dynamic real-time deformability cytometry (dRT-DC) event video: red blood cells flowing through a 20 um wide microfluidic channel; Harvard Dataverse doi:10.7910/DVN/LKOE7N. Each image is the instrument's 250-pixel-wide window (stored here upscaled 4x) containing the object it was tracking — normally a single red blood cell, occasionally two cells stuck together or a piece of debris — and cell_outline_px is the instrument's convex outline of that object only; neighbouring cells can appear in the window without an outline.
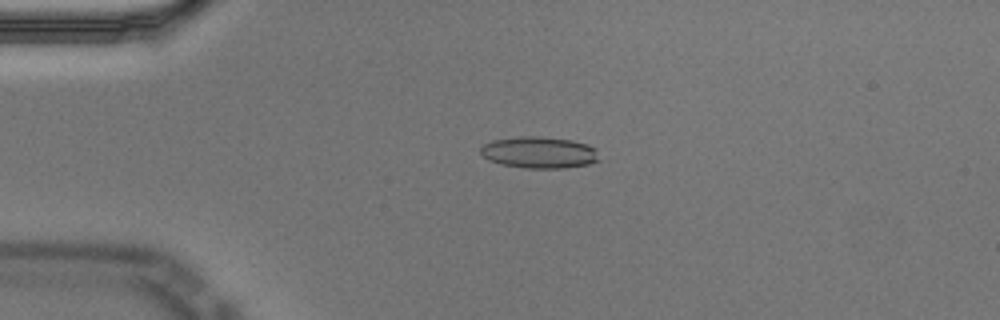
{"species": "Egyptian fruit bat (a non-hibernating species)", "species_latin": "Rousettus aegyptiacus", "temperature_condition": "cold", "stored_images_in_passage": 56, "camera_frame_rate_fps": 3000, "um_per_image_px": 0.085, "animal": {"sex": "male"}, "frame": {"image": 1, "passage_image": 13, "time_ms": 4.0, "image_size_px": [1000, 320], "cell_outline_px": [[600, 160], [588, 164], [564, 168], [524, 168], [500, 164], [488, 160], [480, 152], [480, 148], [484, 144], [492, 140], [524, 136], [536, 136], [572, 140], [588, 144], [596, 148]], "centroid_in_image_um": [45.84, 12.96], "position_along_channel_um": 39.2, "area_um2": 21.91}}
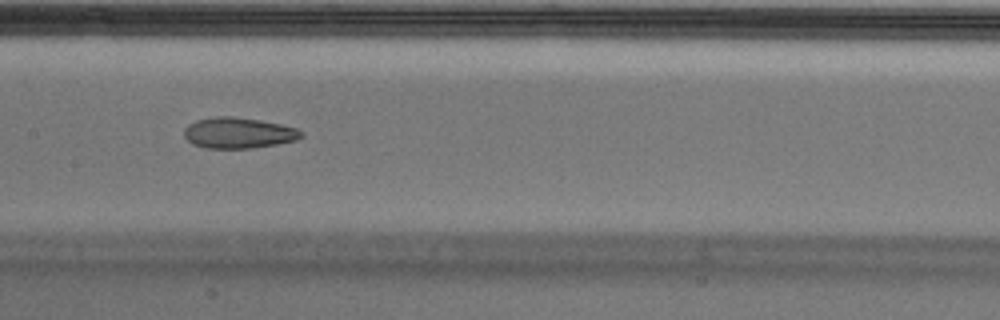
{"frame": {"image": 2, "passage_image": 28, "time_ms": 9.0, "image_size_px": [1000, 320], "cell_outline_px": [[304, 136], [296, 140], [276, 144], [252, 148], [204, 148], [192, 144], [184, 136], [184, 128], [188, 124], [196, 120], [216, 116], [232, 116], [260, 120], [280, 124], [296, 128], [304, 132]], "centroid_in_image_um": [20.26, 11.29], "position_along_channel_um": 187.1, "area_um2": 21.15}}
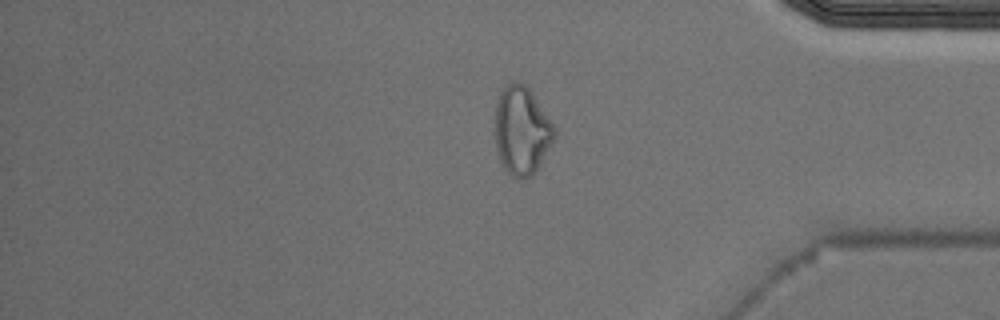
{"frame": {"image": 3, "passage_image": 47, "time_ms": 15.333, "image_size_px": [1000, 320], "cell_outline_px": [[556, 136], [536, 172], [524, 180], [516, 180], [504, 168], [500, 160], [496, 148], [492, 132], [496, 104], [500, 92], [508, 84], [516, 80], [524, 84], [532, 92], [556, 128]], "centroid_in_image_um": [44.32, 11.12], "position_along_channel_um": 390.9, "area_um2": 31.27}, "authors_computed_cell_mechanics": {"area_um2": 21.5883, "velocity_mm_per_s": 3.5349, "shape_relaxation_time_tau1_ms": null, "shape_relaxation_time_tau2_ms": 2.91, "deformation_change_tau1": null, "deformation_change_tau2": 0.1009}}